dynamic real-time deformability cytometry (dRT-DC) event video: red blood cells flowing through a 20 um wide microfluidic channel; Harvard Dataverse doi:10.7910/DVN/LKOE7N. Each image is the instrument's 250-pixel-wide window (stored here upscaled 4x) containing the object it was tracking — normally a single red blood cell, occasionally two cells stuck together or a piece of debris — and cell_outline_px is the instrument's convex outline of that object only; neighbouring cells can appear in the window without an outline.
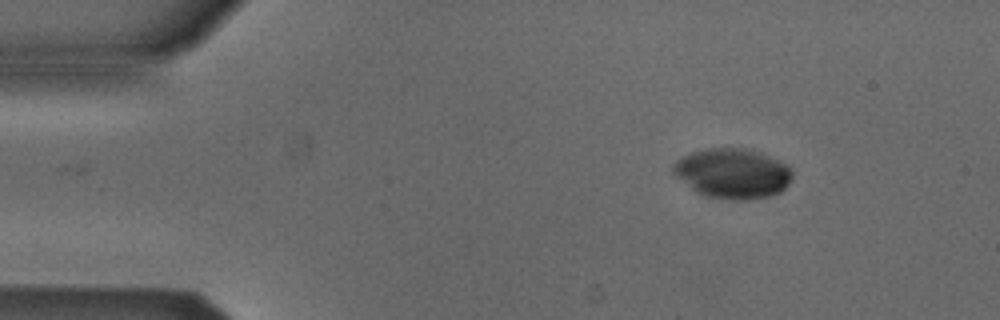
{"species": "Egyptian fruit bat (a non-hibernating species)", "species_latin": "Rousettus aegyptiacus", "temperature_condition": "cold", "stored_images_in_passage": 46, "camera_frame_rate_fps": 3000, "um_per_image_px": 0.085, "animal": {"sex": "male"}, "frame": {"image": 1, "passage_image": 1, "time_ms": 0.0, "image_size_px": [1000, 320], "cell_outline_px": [[792, 176], [788, 184], [780, 192], [772, 196], [752, 200], [736, 200], [704, 196], [696, 192], [676, 176], [672, 172], [672, 164], [676, 160], [692, 152], [712, 148], [740, 148], [768, 156], [788, 164], [792, 168]], "centroid_in_image_um": [62.28, 14.76], "position_along_channel_um": 22.7, "area_um2": 34.62}}
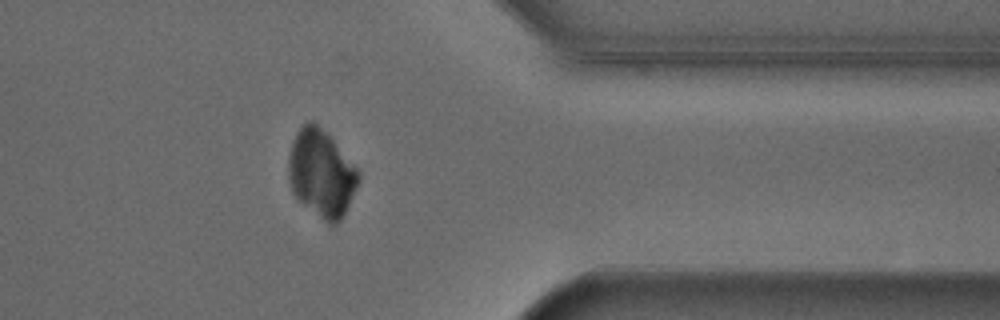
{"frame": {"image": 2, "passage_image": 36, "time_ms": 11.667, "image_size_px": [1000, 320], "cell_outline_px": [[360, 180], [340, 220], [336, 224], [332, 224], [324, 220], [304, 204], [292, 192], [288, 180], [288, 156], [292, 140], [296, 132], [308, 120], [312, 120], [332, 140], [360, 172]], "centroid_in_image_um": [27.28, 14.72], "position_along_channel_um": 384.1, "area_um2": 34.85}}
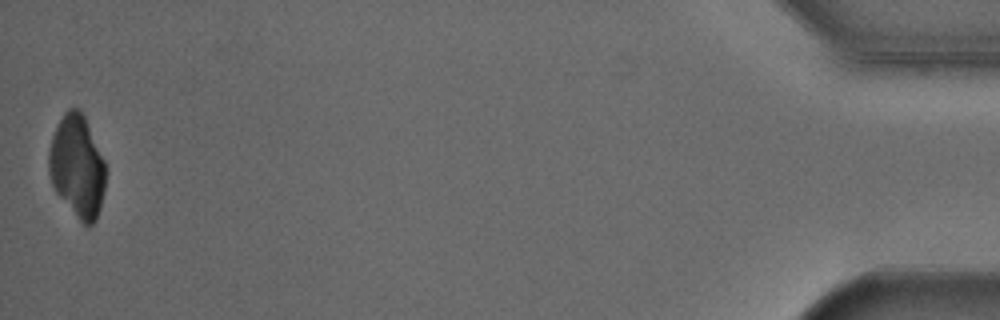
{"frame": {"image": 3, "passage_image": 46, "time_ms": 15.0, "image_size_px": [1000, 320], "cell_outline_px": [[104, 192], [100, 208], [96, 220], [88, 228], [80, 220], [56, 192], [52, 184], [48, 172], [48, 152], [52, 136], [64, 112], [68, 108], [76, 108], [84, 116], [104, 160]], "centroid_in_image_um": [6.54, 14.16], "position_along_channel_um": 428.7, "area_um2": 33.41}}